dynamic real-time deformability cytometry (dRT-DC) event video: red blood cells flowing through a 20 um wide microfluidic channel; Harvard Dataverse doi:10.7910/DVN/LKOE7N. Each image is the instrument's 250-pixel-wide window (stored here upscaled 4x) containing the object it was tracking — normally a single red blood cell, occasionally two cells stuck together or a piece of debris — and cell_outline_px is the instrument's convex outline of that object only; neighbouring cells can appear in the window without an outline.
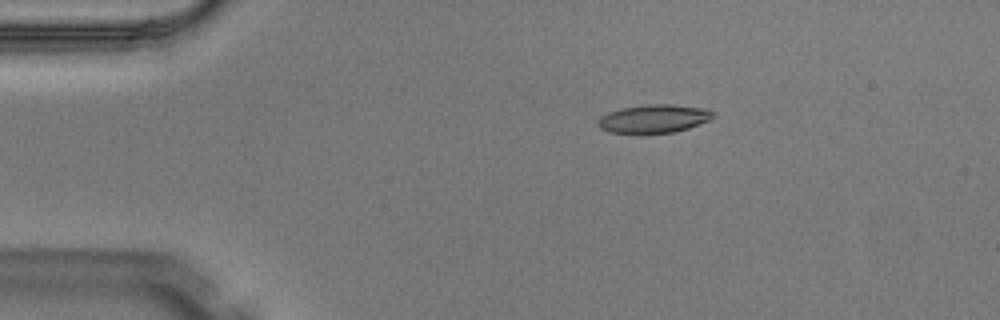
{"species": "Egyptian fruit bat (a non-hibernating species)", "species_latin": "Rousettus aegyptiacus", "temperature_condition": "warm", "stored_images_in_passage": 4, "camera_frame_rate_fps": 3000, "um_per_image_px": 0.085, "animal": {"sex": "male"}, "frame": {"image": 1, "passage_image": 2, "time_ms": 0.333, "image_size_px": [1000, 320], "cell_outline_px": [[716, 116], [712, 120], [688, 128], [672, 132], [640, 136], [608, 132], [600, 128], [596, 124], [596, 120], [600, 116], [608, 112], [624, 108], [648, 104], [672, 104], [704, 108], [712, 112]], "centroid_in_image_um": [55.53, 10.13], "position_along_channel_um": 29.5, "area_um2": 19.77}}
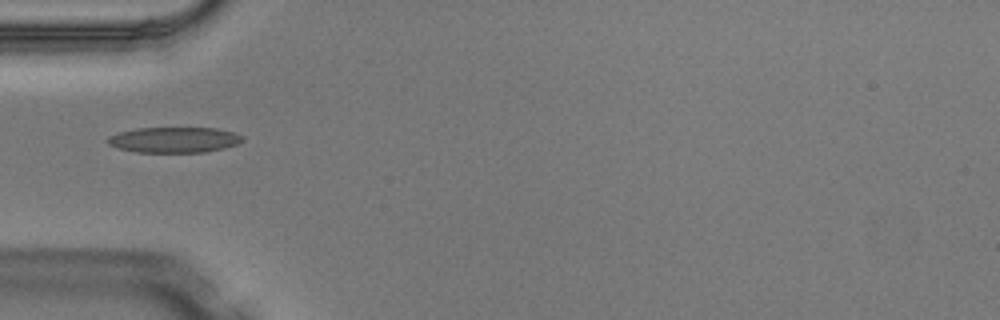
{"frame": {"image": 2, "passage_image": 4, "time_ms": 1.0, "image_size_px": [1000, 320], "cell_outline_px": [[244, 140], [236, 144], [224, 148], [204, 152], [136, 152], [120, 148], [108, 144], [108, 136], [120, 132], [136, 128], [216, 128], [232, 132], [244, 136]], "centroid_in_image_um": [14.82, 11.88], "position_along_channel_um": 70.2, "area_um2": 19.94}}